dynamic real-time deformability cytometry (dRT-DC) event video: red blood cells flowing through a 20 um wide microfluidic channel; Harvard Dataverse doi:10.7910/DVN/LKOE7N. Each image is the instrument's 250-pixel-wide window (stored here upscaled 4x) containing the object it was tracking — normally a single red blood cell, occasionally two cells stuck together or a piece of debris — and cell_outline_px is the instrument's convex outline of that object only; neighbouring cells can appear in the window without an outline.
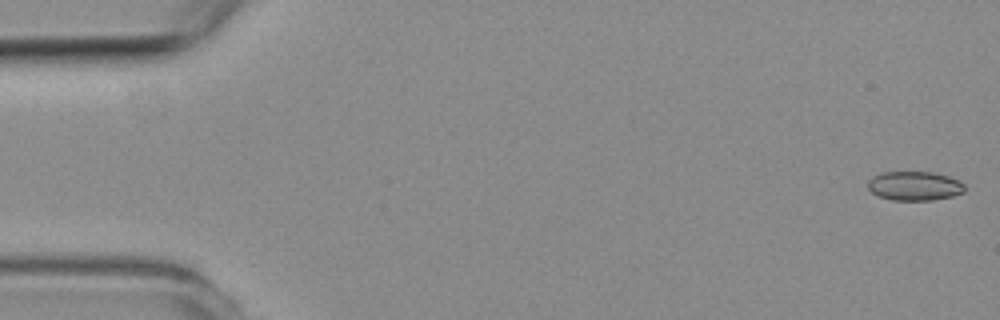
{"species": "common noctule bat (a hibernating species)", "species_latin": "Nyctalus noctula", "temperature_condition": "room temperature", "stored_images_in_passage": 5, "camera_frame_rate_fps": 3000, "um_per_image_px": 0.085, "animal": {"sex": "female", "body_mass_g": 19.3, "forearm_length_mm": 54.1}, "frame": {"image": 1, "passage_image": 1, "time_ms": 0.0, "image_size_px": [1000, 320], "cell_outline_px": [[964, 192], [952, 196], [932, 200], [892, 200], [880, 196], [872, 192], [868, 188], [868, 180], [872, 176], [880, 172], [932, 172], [948, 176], [960, 180], [964, 184]], "centroid_in_image_um": [77.73, 15.79], "position_along_channel_um": 7.3, "area_um2": 16.47}}
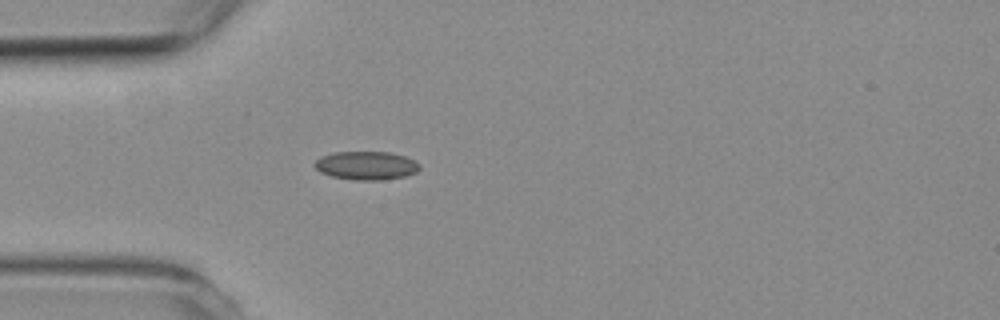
{"frame": {"image": 2, "passage_image": 5, "time_ms": 4.667, "image_size_px": [1000, 320], "cell_outline_px": [[420, 168], [416, 172], [404, 176], [380, 180], [352, 180], [332, 176], [320, 172], [312, 164], [320, 156], [336, 152], [388, 152], [404, 156], [420, 164]], "centroid_in_image_um": [31.09, 14.07], "position_along_channel_um": 53.9, "area_um2": 17.34}}